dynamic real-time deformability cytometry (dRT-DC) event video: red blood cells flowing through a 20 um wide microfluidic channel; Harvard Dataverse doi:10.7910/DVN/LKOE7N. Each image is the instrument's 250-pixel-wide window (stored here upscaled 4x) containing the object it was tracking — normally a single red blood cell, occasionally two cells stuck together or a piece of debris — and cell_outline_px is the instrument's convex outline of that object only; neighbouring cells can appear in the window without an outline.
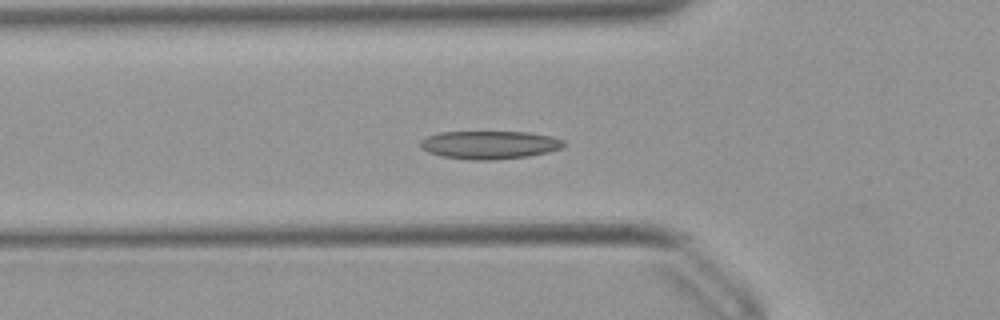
{"species": "Egyptian fruit bat (a non-hibernating species)", "species_latin": "Rousettus aegyptiacus", "temperature_condition": "warm", "stored_images_in_passage": 19, "camera_frame_rate_fps": 3000, "um_per_image_px": 0.085, "animal": {"sex": "female"}, "frame": {"image": 1, "passage_image": 18, "time_ms": 5.667, "image_size_px": [1000, 320], "cell_outline_px": [[564, 144], [560, 148], [548, 152], [528, 156], [492, 160], [468, 160], [440, 156], [428, 152], [420, 144], [420, 140], [428, 136], [440, 132], [528, 132], [552, 136], [564, 140]], "centroid_in_image_um": [41.61, 12.31], "position_along_channel_um": 84.2, "area_um2": 23.47}}